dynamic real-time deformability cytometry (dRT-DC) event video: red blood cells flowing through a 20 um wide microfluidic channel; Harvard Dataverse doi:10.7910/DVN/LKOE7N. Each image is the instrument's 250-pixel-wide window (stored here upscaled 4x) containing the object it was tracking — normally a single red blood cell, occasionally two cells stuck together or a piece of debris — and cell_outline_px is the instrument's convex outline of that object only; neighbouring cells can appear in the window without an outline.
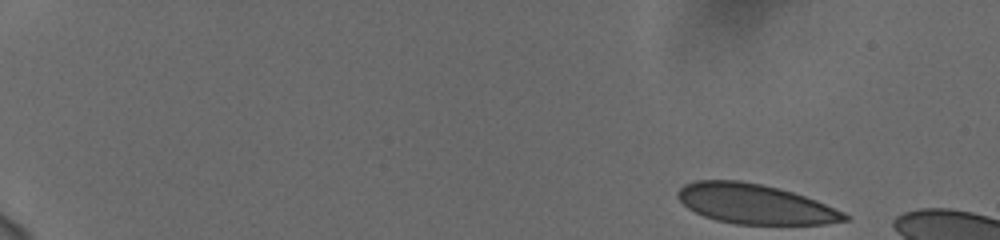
{"species": "human", "species_latin": "Homo sapiens", "temperature_condition": "cold", "stored_images_in_passage": 52, "camera_frame_rate_fps": 3000, "um_per_image_px": 0.085, "donor": {"sex": "female"}, "frame": {"image": 1, "passage_image": 1, "time_ms": 0.0, "image_size_px": [1000, 240], "cell_outline_px": [[848, 220], [824, 224], [736, 224], [716, 220], [704, 216], [688, 208], [676, 196], [676, 192], [684, 184], [696, 180], [740, 180], [780, 188], [816, 200], [844, 212], [848, 216]], "centroid_in_image_um": [64.15, 17.33], "position_along_channel_um": 20.9, "area_um2": 38.55}}
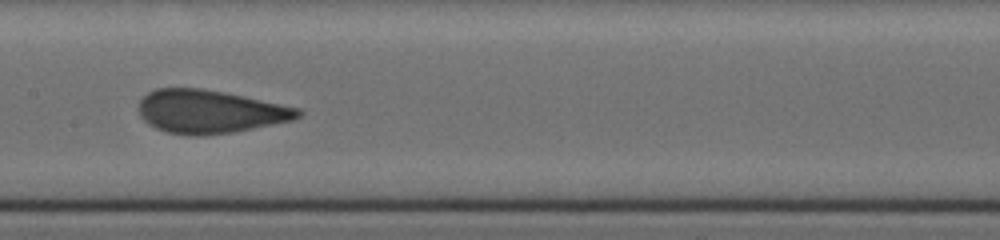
{"frame": {"image": 2, "passage_image": 27, "time_ms": 8.667, "image_size_px": [1000, 240], "cell_outline_px": [[304, 112], [300, 116], [292, 120], [232, 132], [200, 136], [188, 136], [168, 132], [156, 128], [148, 124], [140, 116], [140, 100], [148, 92], [156, 88], [200, 88], [224, 92], [300, 108]], "centroid_in_image_um": [17.82, 9.48], "position_along_channel_um": 189.6, "area_um2": 39.94}}
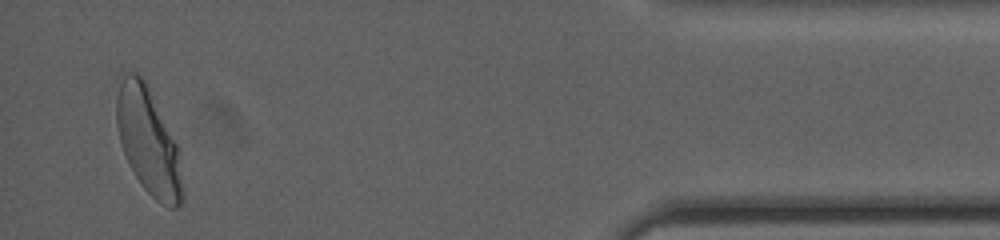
{"frame": {"image": 3, "passage_image": 50, "time_ms": 16.333, "image_size_px": [1000, 240], "cell_outline_px": [[184, 200], [176, 208], [168, 208], [160, 204], [144, 188], [136, 176], [124, 152], [120, 140], [116, 124], [116, 100], [120, 72], [136, 72], [144, 80], [180, 148], [184, 192]], "centroid_in_image_um": [12.64, 12.02], "position_along_channel_um": 422.6, "area_um2": 41.38}}